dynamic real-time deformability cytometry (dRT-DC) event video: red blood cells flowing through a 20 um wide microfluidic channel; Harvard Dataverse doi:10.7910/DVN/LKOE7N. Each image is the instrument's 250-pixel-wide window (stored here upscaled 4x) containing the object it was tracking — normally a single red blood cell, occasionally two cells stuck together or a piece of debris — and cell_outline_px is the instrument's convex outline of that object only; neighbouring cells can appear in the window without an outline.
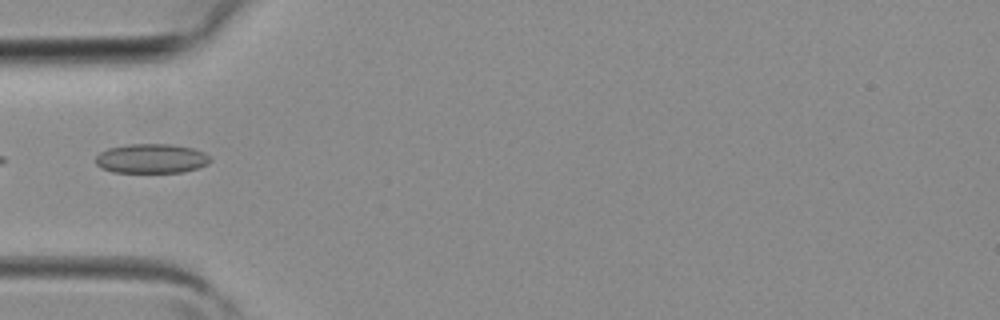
{"species": "common noctule bat (a hibernating species)", "species_latin": "Nyctalus noctula", "temperature_condition": "room temperature", "stored_images_in_passage": 4, "camera_frame_rate_fps": 3000, "um_per_image_px": 0.085, "animal": {"sex": "female", "body_mass_g": 19.3, "forearm_length_mm": 54.1}, "frame": {"image": 1, "passage_image": 4, "time_ms": 1.0, "image_size_px": [1000, 320], "cell_outline_px": [[212, 160], [208, 164], [184, 172], [112, 172], [100, 168], [96, 164], [96, 156], [100, 152], [108, 148], [128, 144], [168, 144], [192, 148], [204, 152]], "centroid_in_image_um": [12.85, 13.48], "position_along_channel_um": 72.2, "area_um2": 19.65}}